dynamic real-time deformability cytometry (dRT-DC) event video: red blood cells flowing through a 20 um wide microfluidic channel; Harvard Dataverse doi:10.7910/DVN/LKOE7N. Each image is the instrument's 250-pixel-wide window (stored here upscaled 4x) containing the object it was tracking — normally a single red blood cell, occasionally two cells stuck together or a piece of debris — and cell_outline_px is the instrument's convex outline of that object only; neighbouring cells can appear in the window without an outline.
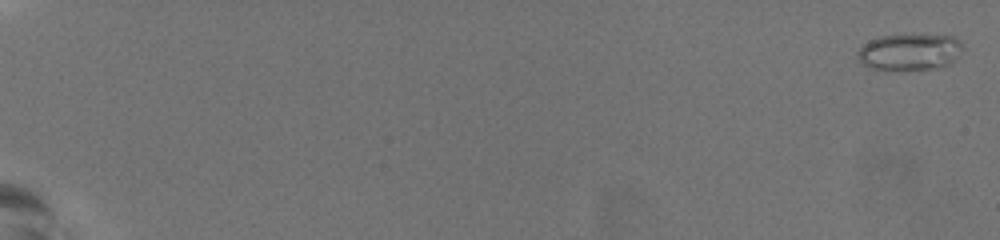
{"species": "common noctule bat (a hibernating species)", "species_latin": "Nyctalus noctula", "temperature_condition": "warm", "stored_images_in_passage": 52, "camera_frame_rate_fps": 3000, "um_per_image_px": 0.085, "animal": {"sex": "female", "body_mass_g": 19.5, "forearm_length_mm": 54.1}, "frame": {"image": 1, "passage_image": 2, "time_ms": 0.333, "image_size_px": [1000, 240], "cell_outline_px": [[964, 48], [948, 64], [932, 68], [884, 72], [868, 68], [856, 56], [856, 52], [868, 40], [880, 36], [920, 32], [952, 36], [960, 40], [964, 44]], "centroid_in_image_um": [77.28, 4.39], "position_along_channel_um": 7.7, "area_um2": 23.47}}
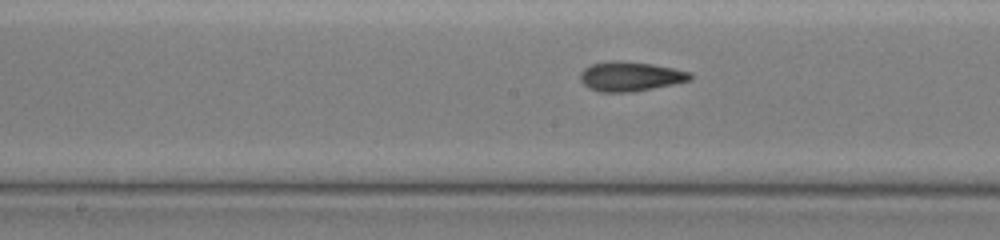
{"frame": {"image": 2, "passage_image": 35, "time_ms": 11.333, "image_size_px": [1000, 240], "cell_outline_px": [[692, 80], [632, 92], [600, 92], [588, 88], [580, 80], [580, 72], [584, 68], [592, 64], [608, 60], [624, 60], [652, 64], [676, 68], [692, 72]], "centroid_in_image_um": [53.57, 6.48], "position_along_channel_um": 194.6, "area_um2": 19.19}}
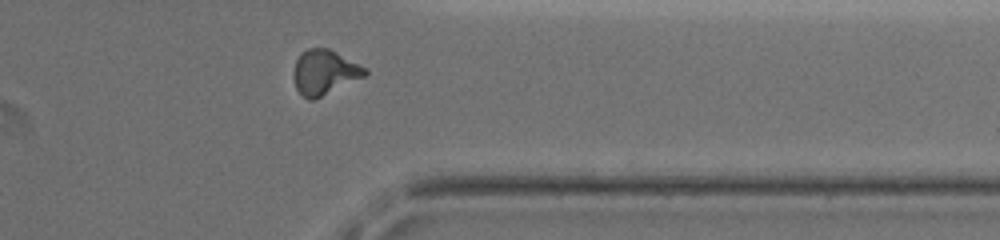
{"frame": {"image": 3, "passage_image": 50, "time_ms": 16.333, "image_size_px": [1000, 240], "cell_outline_px": [[368, 72], [364, 76], [312, 100], [308, 100], [296, 88], [292, 76], [292, 72], [296, 60], [300, 52], [308, 48], [328, 48], [368, 68]], "centroid_in_image_um": [27.55, 6.11], "position_along_channel_um": 383.9, "area_um2": 18.5}, "authors_computed_cell_mechanics": {"area_um2": 18.8428, "velocity_mm_per_s": 3.8304, "shape_relaxation_time_tau1_ms": null, "shape_relaxation_time_tau2_ms": 1.5702, "deformation_change_tau1": null, "deformation_change_tau2": 0.0832}}